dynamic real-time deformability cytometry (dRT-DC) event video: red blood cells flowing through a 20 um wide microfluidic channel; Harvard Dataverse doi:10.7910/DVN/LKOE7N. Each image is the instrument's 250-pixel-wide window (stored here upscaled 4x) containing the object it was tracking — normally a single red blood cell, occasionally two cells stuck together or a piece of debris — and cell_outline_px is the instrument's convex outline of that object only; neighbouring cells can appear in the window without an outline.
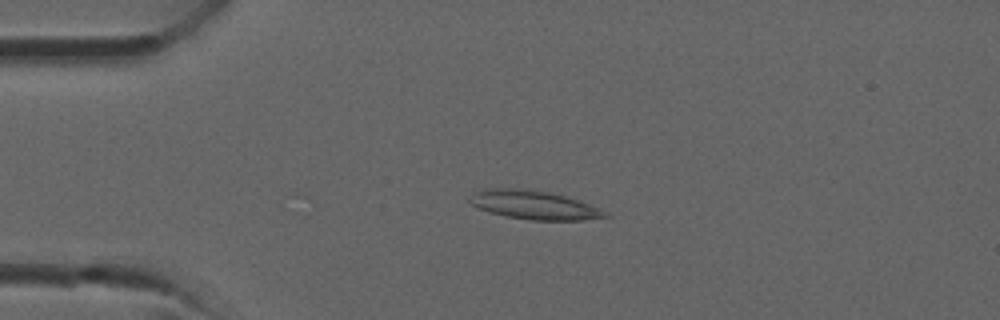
{"species": "common noctule bat (a hibernating species)", "species_latin": "Nyctalus noctula", "temperature_condition": "room temperature", "stored_images_in_passage": 34, "camera_frame_rate_fps": 3000, "um_per_image_px": 0.085, "animal": {"sex": "male", "forearm_length_mm": 52.5}, "frame": {"image": 1, "passage_image": 6, "time_ms": 1.667, "image_size_px": [1000, 320], "cell_outline_px": [[612, 216], [584, 220], [532, 220], [504, 216], [488, 212], [472, 204], [468, 200], [476, 192], [484, 188], [528, 188], [548, 192], [564, 196], [600, 208]], "centroid_in_image_um": [45.39, 17.42], "position_along_channel_um": 39.6, "area_um2": 22.6}}
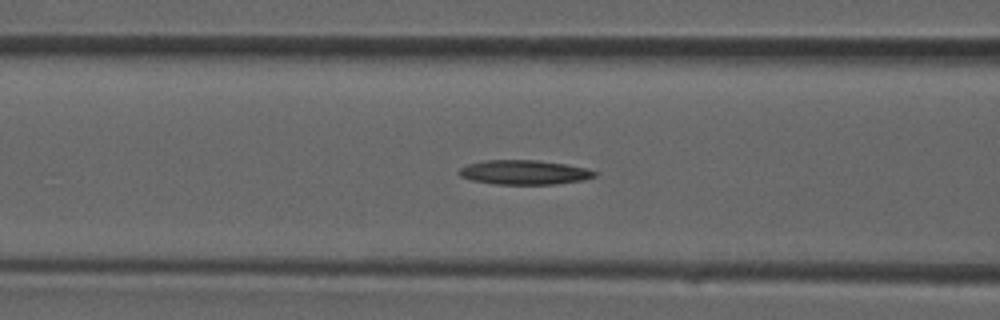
{"frame": {"image": 2, "passage_image": 12, "time_ms": 3.667, "image_size_px": [1000, 320], "cell_outline_px": [[600, 172], [596, 176], [584, 180], [556, 184], [496, 184], [472, 180], [460, 176], [456, 172], [460, 168], [468, 164], [484, 160], [536, 160], [564, 164], [584, 168]], "centroid_in_image_um": [44.56, 14.65], "position_along_channel_um": 122.0, "area_um2": 19.31}}
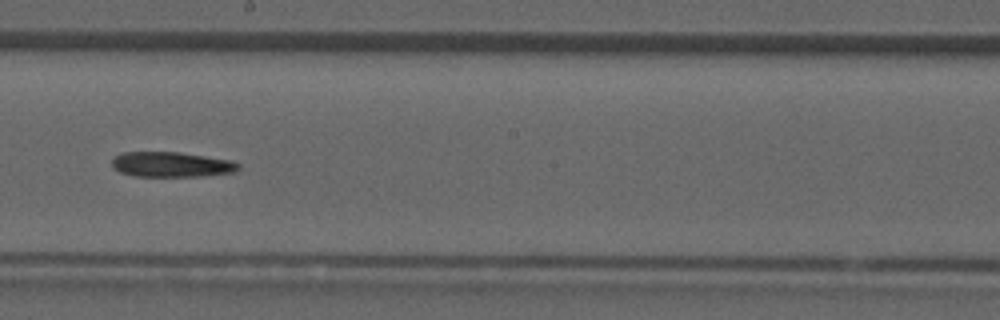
{"frame": {"image": 3, "passage_image": 18, "time_ms": 5.667, "image_size_px": [1000, 320], "cell_outline_px": [[240, 168], [236, 172], [204, 176], [132, 176], [120, 172], [112, 164], [112, 160], [116, 156], [124, 152], [180, 152], [232, 160], [240, 164]], "centroid_in_image_um": [14.63, 13.98], "position_along_channel_um": 233.6, "area_um2": 18.55}}